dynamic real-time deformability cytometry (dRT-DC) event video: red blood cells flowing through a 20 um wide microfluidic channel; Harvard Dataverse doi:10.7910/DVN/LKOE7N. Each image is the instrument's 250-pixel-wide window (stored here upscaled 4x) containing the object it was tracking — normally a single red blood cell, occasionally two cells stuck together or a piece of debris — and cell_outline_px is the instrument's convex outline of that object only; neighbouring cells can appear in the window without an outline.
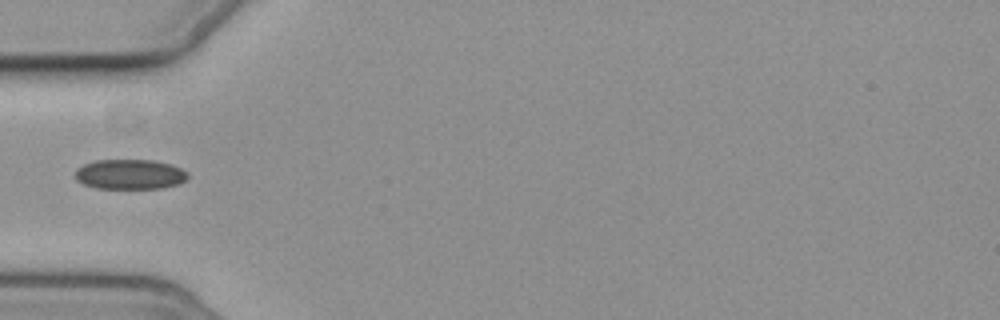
{"species": "common noctule bat (a hibernating species)", "species_latin": "Nyctalus noctula", "temperature_condition": "cold", "stored_images_in_passage": 4, "camera_frame_rate_fps": 3000, "um_per_image_px": 0.085, "animal": {"sex": "female", "body_mass_g": 19.3, "forearm_length_mm": 54.1}, "frame": {"image": 1, "passage_image": 1, "time_ms": 0.0, "image_size_px": [1000, 320], "cell_outline_px": [[188, 180], [180, 184], [160, 188], [96, 188], [84, 184], [76, 180], [76, 168], [84, 164], [96, 160], [152, 160], [172, 164], [188, 172]], "centroid_in_image_um": [11.07, 14.81], "position_along_channel_um": 73.9, "area_um2": 19.77}}
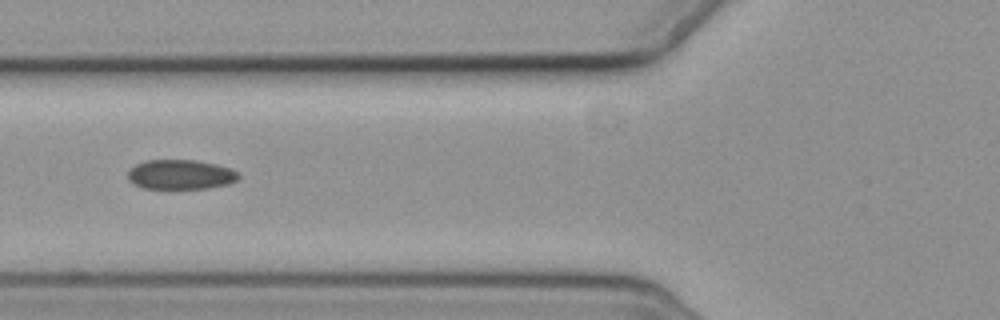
{"frame": {"image": 2, "passage_image": 2, "time_ms": 1.0, "image_size_px": [1000, 320], "cell_outline_px": [[240, 176], [236, 180], [228, 184], [208, 188], [144, 188], [132, 184], [128, 180], [128, 172], [136, 164], [148, 160], [196, 160], [216, 164], [240, 172]], "centroid_in_image_um": [15.35, 14.83], "position_along_channel_um": 110.4, "area_um2": 19.07}}
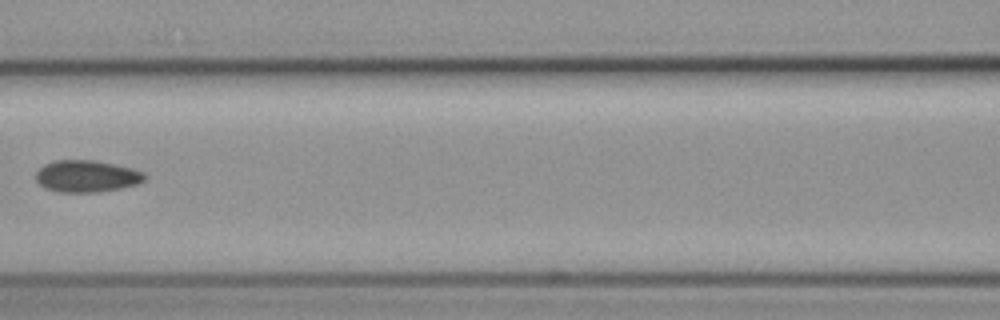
{"frame": {"image": 3, "passage_image": 3, "time_ms": 2.333, "image_size_px": [1000, 320], "cell_outline_px": [[148, 176], [140, 184], [100, 192], [56, 192], [44, 188], [36, 180], [36, 172], [44, 164], [56, 160], [96, 160], [116, 164], [132, 168], [144, 172]], "centroid_in_image_um": [7.4, 14.98], "position_along_channel_um": 159.2, "area_um2": 20.52}}